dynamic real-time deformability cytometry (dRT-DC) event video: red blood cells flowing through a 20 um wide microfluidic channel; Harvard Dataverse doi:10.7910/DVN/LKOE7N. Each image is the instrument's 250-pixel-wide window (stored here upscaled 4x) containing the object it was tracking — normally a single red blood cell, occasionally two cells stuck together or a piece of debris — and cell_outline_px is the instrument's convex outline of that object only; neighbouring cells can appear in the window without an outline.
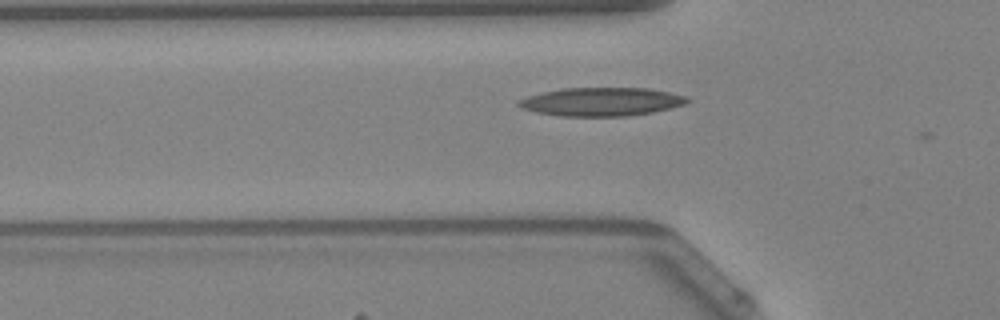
{"species": "Egyptian fruit bat (a non-hibernating species)", "species_latin": "Rousettus aegyptiacus", "temperature_condition": "warm", "stored_images_in_passage": 5, "camera_frame_rate_fps": 3000, "um_per_image_px": 0.085, "animal": {"sex": "female"}, "frame": {"image": 1, "passage_image": 3, "time_ms": 0.667, "image_size_px": [1000, 320], "cell_outline_px": [[688, 100], [684, 104], [652, 112], [624, 116], [560, 116], [536, 112], [520, 108], [516, 104], [520, 100], [528, 96], [540, 92], [560, 88], [648, 88], [668, 92], [684, 96]], "centroid_in_image_um": [51.04, 8.64], "position_along_channel_um": 74.8, "area_um2": 27.74}}